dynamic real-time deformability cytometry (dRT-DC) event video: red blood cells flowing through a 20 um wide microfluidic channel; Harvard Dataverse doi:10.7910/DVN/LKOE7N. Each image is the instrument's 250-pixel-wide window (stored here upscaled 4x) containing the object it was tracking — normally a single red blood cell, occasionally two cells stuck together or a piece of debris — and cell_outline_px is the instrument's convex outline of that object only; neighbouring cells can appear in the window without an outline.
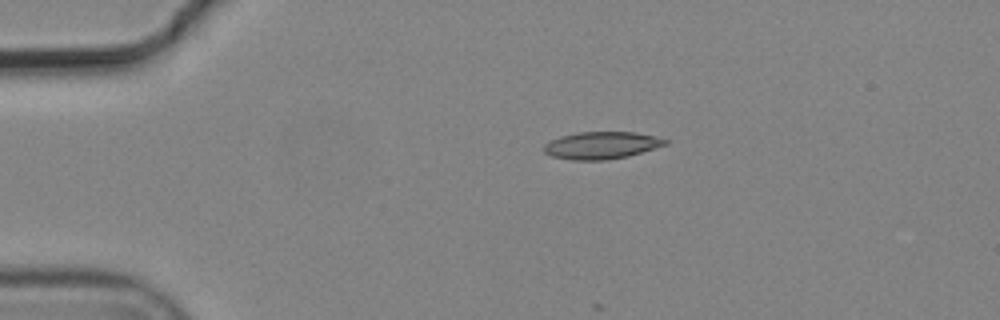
{"species": "common noctule bat (a hibernating species)", "species_latin": "Nyctalus noctula", "temperature_condition": "cold", "stored_images_in_passage": 5, "camera_frame_rate_fps": 3000, "um_per_image_px": 0.085, "animal": {"sex": "male", "body_mass_g": 19.2, "forearm_length_mm": 51.8}, "frame": {"image": 1, "passage_image": 3, "time_ms": 0.667, "image_size_px": [1000, 320], "cell_outline_px": [[668, 144], [628, 156], [604, 160], [572, 160], [552, 156], [544, 152], [544, 144], [560, 136], [576, 132], [636, 132], [656, 136], [668, 140]], "centroid_in_image_um": [51.13, 12.34], "position_along_channel_um": 33.9, "area_um2": 19.25}}
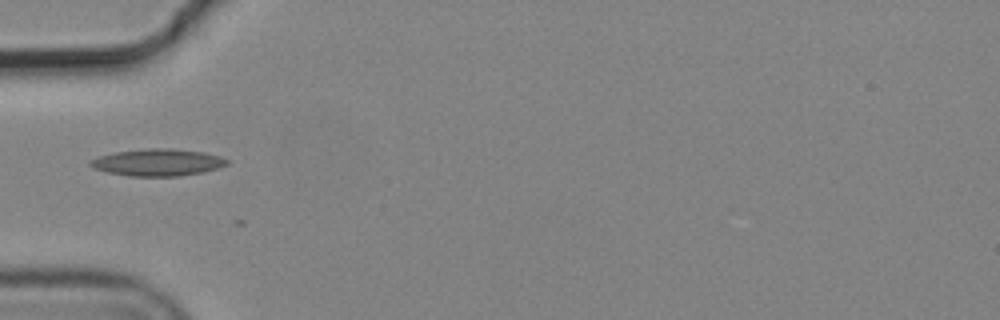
{"frame": {"image": 2, "passage_image": 5, "time_ms": 1.333, "image_size_px": [1000, 320], "cell_outline_px": [[228, 164], [204, 172], [180, 176], [128, 176], [104, 172], [92, 168], [88, 164], [88, 160], [100, 156], [116, 152], [148, 148], [172, 148], [204, 152], [220, 156], [228, 160]], "centroid_in_image_um": [13.37, 13.81], "position_along_channel_um": 71.6, "area_um2": 21.68}}